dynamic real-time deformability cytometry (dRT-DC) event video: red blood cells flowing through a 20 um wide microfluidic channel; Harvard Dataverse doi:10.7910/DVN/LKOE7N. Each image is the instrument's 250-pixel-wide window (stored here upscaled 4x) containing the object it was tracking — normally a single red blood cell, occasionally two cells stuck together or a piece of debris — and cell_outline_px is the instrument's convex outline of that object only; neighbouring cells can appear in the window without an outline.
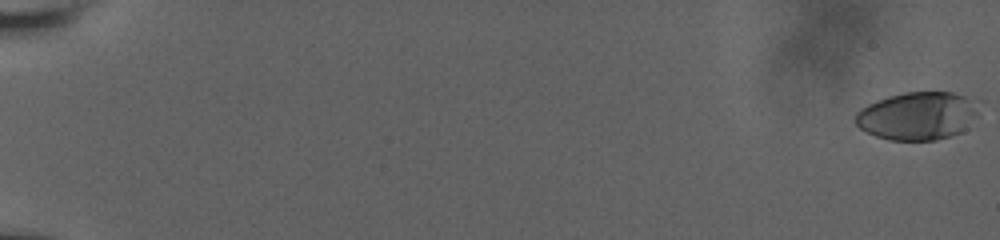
{"species": "human", "species_latin": "Homo sapiens", "temperature_condition": "room temperature", "stored_images_in_passage": 41, "camera_frame_rate_fps": 3000, "um_per_image_px": 0.085, "donor": {"sex": "male"}, "frame": {"image": 1, "passage_image": 1, "time_ms": 0.0, "image_size_px": [1000, 240], "cell_outline_px": [[976, 116], [968, 128], [960, 132], [936, 140], [888, 140], [876, 136], [860, 128], [856, 124], [856, 112], [860, 108], [876, 100], [888, 96], [904, 92], [952, 92], [964, 96], [976, 112]], "centroid_in_image_um": [77.91, 9.86], "position_along_channel_um": 7.1, "area_um2": 33.93}}
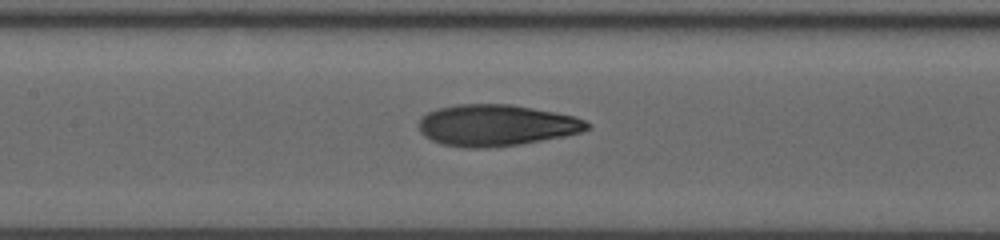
{"frame": {"image": 2, "passage_image": 23, "time_ms": 10.333, "image_size_px": [1000, 240], "cell_outline_px": [[592, 128], [580, 132], [564, 136], [520, 144], [488, 148], [464, 148], [440, 144], [424, 136], [420, 132], [420, 116], [436, 108], [456, 104], [512, 104], [556, 112], [576, 116], [592, 124]], "centroid_in_image_um": [42.19, 10.64], "position_along_channel_um": 165.2, "area_um2": 41.04}}
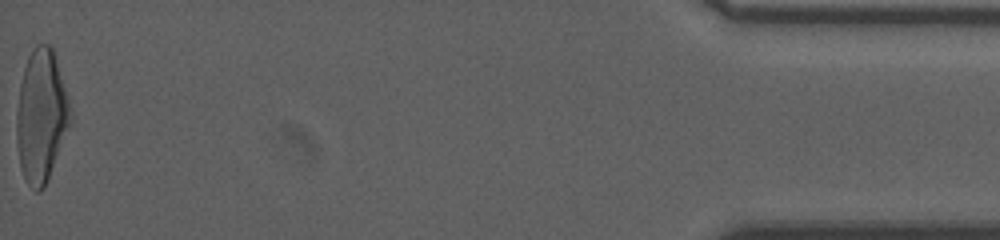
{"frame": {"image": 3, "passage_image": 41, "time_ms": 19.667, "image_size_px": [1000, 240], "cell_outline_px": [[72, 124], [44, 188], [40, 192], [36, 192], [28, 184], [20, 168], [16, 140], [16, 112], [20, 84], [24, 68], [28, 56], [32, 48], [36, 44], [48, 44], [52, 48], [56, 60], [72, 112]], "centroid_in_image_um": [3.51, 9.9], "position_along_channel_um": 431.7, "area_um2": 41.79}, "authors_computed_cell_mechanics": {"area_um2": 39.3618, "velocity_mm_per_s": 3.7933, "shape_relaxation_time_tau1_ms": 5.6678, "shape_relaxation_time_tau2_ms": 1.5506, "deformation_change_tau1": 0.2183, "deformation_change_tau2": 0.0909}}